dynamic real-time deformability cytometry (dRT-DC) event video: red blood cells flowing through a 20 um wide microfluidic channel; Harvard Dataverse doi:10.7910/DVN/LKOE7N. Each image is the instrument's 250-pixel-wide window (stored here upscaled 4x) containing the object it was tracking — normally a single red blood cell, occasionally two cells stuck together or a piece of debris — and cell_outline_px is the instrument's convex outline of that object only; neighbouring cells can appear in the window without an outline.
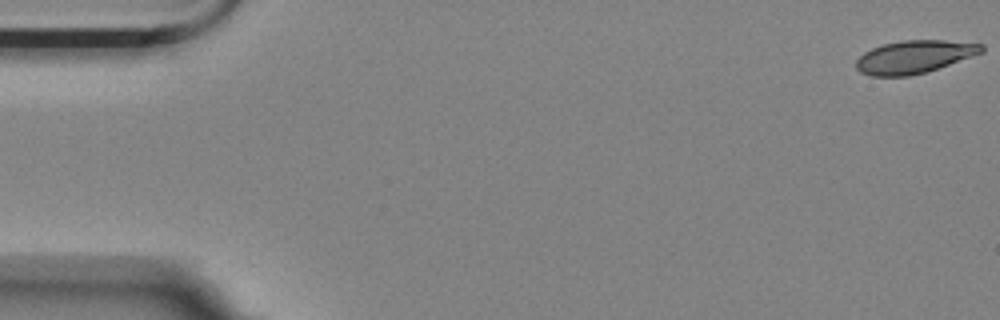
{"species": "Egyptian fruit bat (a non-hibernating species)", "species_latin": "Rousettus aegyptiacus", "temperature_condition": "room temperature", "stored_images_in_passage": 56, "camera_frame_rate_fps": 3000, "um_per_image_px": 0.085, "animal": {"sex": "female"}, "frame": {"image": 1, "passage_image": 1, "time_ms": 0.0, "image_size_px": [1000, 320], "cell_outline_px": [[984, 52], [924, 72], [908, 76], [872, 76], [860, 72], [856, 68], [856, 60], [864, 52], [872, 48], [884, 44], [904, 40], [944, 40], [984, 44]], "centroid_in_image_um": [77.69, 4.82], "position_along_channel_um": 7.3, "area_um2": 23.76}}
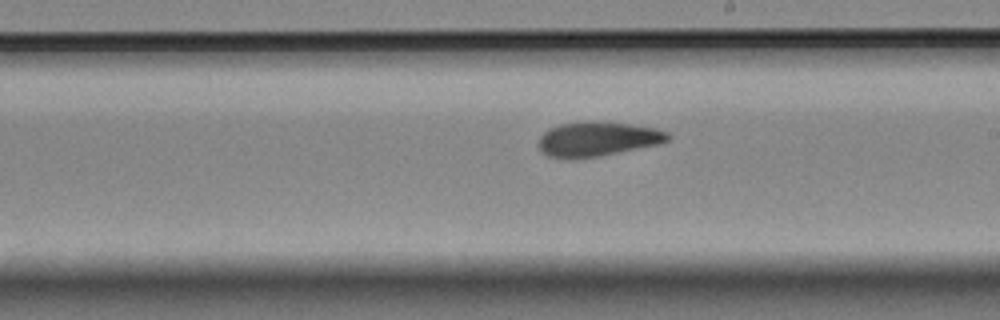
{"frame": {"image": 2, "passage_image": 32, "time_ms": 10.333, "image_size_px": [1000, 320], "cell_outline_px": [[672, 136], [668, 140], [660, 144], [596, 156], [568, 160], [548, 156], [540, 148], [540, 136], [548, 128], [560, 124], [584, 120], [600, 120], [656, 128], [668, 132]], "centroid_in_image_um": [50.79, 11.79], "position_along_channel_um": 238.2, "area_um2": 26.24}}
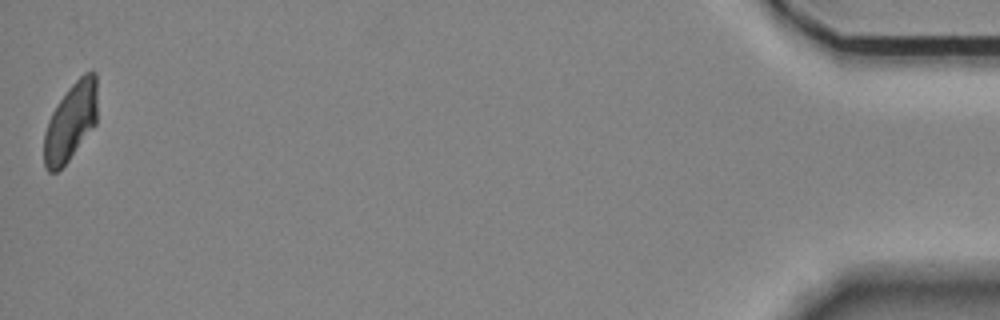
{"frame": {"image": 3, "passage_image": 56, "time_ms": 18.333, "image_size_px": [1000, 320], "cell_outline_px": [[96, 124], [68, 160], [56, 172], [48, 172], [44, 168], [44, 132], [48, 120], [56, 104], [68, 88], [84, 72], [96, 72]], "centroid_in_image_um": [5.98, 10.35], "position_along_channel_um": 429.2, "area_um2": 24.04}, "authors_computed_cell_mechanics": {"area_um2": 25.432, "velocity_mm_per_s": 3.5478, "shape_relaxation_time_tau1_ms": 3.884, "shape_relaxation_time_tau2_ms": 3.6907, "deformation_change_tau1": 0.1372, "deformation_change_tau2": 0.0704}}